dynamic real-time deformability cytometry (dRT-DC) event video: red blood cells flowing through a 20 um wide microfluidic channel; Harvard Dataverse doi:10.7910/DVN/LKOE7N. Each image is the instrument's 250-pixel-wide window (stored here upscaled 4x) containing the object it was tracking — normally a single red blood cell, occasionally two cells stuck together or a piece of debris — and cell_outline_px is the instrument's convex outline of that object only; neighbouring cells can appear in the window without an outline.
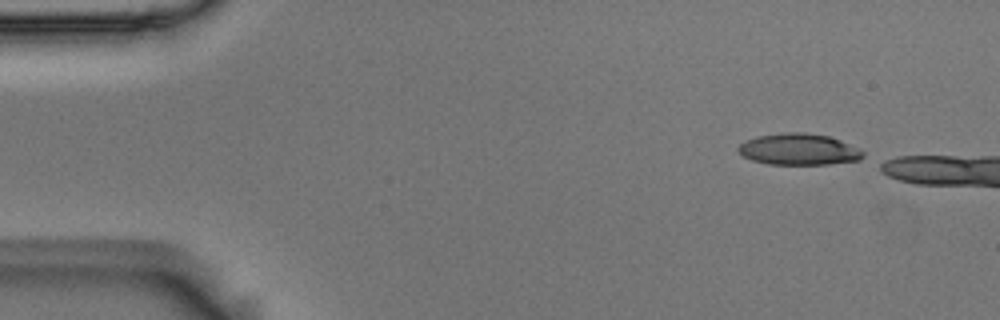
{"species": "Egyptian fruit bat (a non-hibernating species)", "species_latin": "Rousettus aegyptiacus", "temperature_condition": "room temperature", "stored_images_in_passage": 12, "camera_frame_rate_fps": 3000, "um_per_image_px": 0.085, "animal": {"sex": "male"}, "frame": {"image": 1, "passage_image": 1, "time_ms": 0.0, "image_size_px": [1000, 320], "cell_outline_px": [[864, 156], [860, 160], [828, 164], [768, 164], [752, 160], [744, 156], [736, 148], [744, 140], [756, 136], [784, 132], [804, 132], [828, 136], [840, 140], [860, 148], [864, 152]], "centroid_in_image_um": [67.9, 12.68], "position_along_channel_um": 17.1, "area_um2": 22.95}}